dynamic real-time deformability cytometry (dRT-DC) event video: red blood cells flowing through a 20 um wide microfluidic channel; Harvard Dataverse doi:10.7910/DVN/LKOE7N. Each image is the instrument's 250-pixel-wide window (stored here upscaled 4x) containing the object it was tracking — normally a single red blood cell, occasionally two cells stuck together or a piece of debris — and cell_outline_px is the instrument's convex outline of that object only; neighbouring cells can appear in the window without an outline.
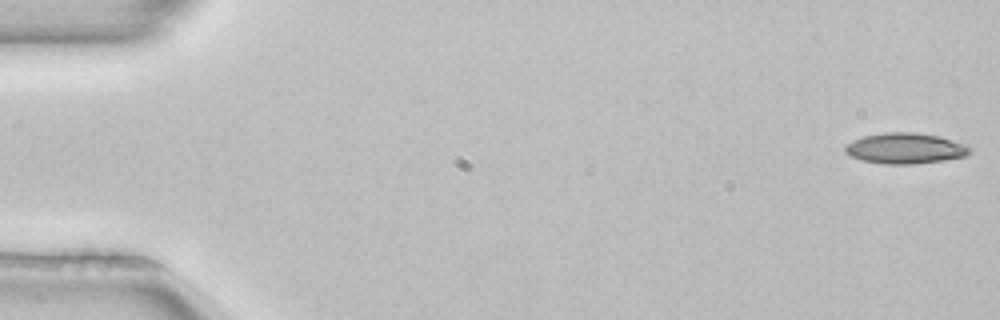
{"species": "common noctule bat (a hibernating species)", "species_latin": "Nyctalus noctula", "temperature_condition": "room temperature", "stored_images_in_passage": 4, "camera_frame_rate_fps": 3000, "um_per_image_px": 0.085, "animal": {"sex": "female", "body_mass_g": 22.7, "forearm_length_mm": 54.2}, "frame": {"image": 1, "passage_image": 1, "time_ms": 0.0, "image_size_px": [1000, 320], "cell_outline_px": [[972, 152], [964, 156], [940, 160], [912, 164], [884, 164], [860, 160], [844, 152], [844, 148], [852, 140], [864, 136], [884, 132], [916, 132], [940, 136], [968, 144], [972, 148]], "centroid_in_image_um": [76.96, 12.59], "position_along_channel_um": 8.0, "area_um2": 22.43}}
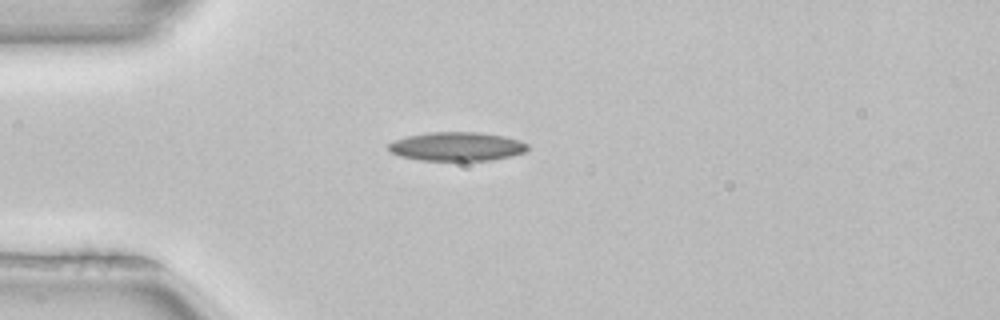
{"frame": {"image": 2, "passage_image": 4, "time_ms": 1.0, "image_size_px": [1000, 320], "cell_outline_px": [[528, 148], [524, 152], [512, 156], [492, 160], [420, 160], [400, 156], [392, 152], [388, 148], [388, 144], [396, 140], [408, 136], [428, 132], [480, 132], [504, 136], [520, 140], [528, 144]], "centroid_in_image_um": [38.86, 12.45], "position_along_channel_um": 46.1, "area_um2": 23.29}}